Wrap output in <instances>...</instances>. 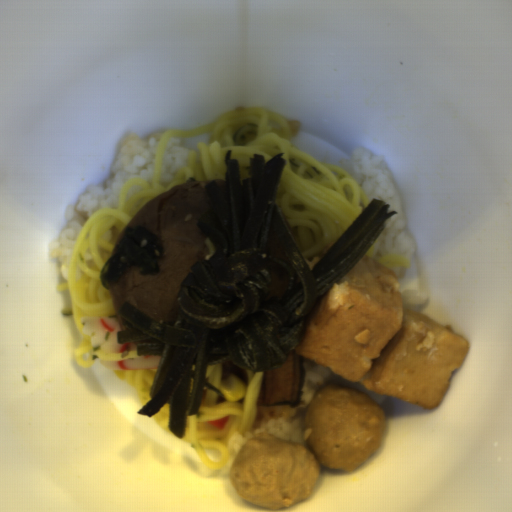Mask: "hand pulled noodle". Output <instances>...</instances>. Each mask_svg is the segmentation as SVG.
Wrapping results in <instances>:
<instances>
[{
  "mask_svg": "<svg viewBox=\"0 0 512 512\" xmlns=\"http://www.w3.org/2000/svg\"><path fill=\"white\" fill-rule=\"evenodd\" d=\"M249 384L245 385L246 395L230 402L204 384L198 413L187 416L183 440L195 450L199 460L209 469L226 471L231 436L233 433H247L257 426L258 397L262 372L247 370ZM230 415L224 429L212 427L207 422Z\"/></svg>",
  "mask_w": 512,
  "mask_h": 512,
  "instance_id": "2",
  "label": "hand pulled noodle"
},
{
  "mask_svg": "<svg viewBox=\"0 0 512 512\" xmlns=\"http://www.w3.org/2000/svg\"><path fill=\"white\" fill-rule=\"evenodd\" d=\"M379 263L393 270L396 268H409L412 265V259H408L400 254L382 255L378 260Z\"/></svg>",
  "mask_w": 512,
  "mask_h": 512,
  "instance_id": "4",
  "label": "hand pulled noodle"
},
{
  "mask_svg": "<svg viewBox=\"0 0 512 512\" xmlns=\"http://www.w3.org/2000/svg\"><path fill=\"white\" fill-rule=\"evenodd\" d=\"M114 370L123 382L133 388L143 408L151 400L149 394L159 368L151 370Z\"/></svg>",
  "mask_w": 512,
  "mask_h": 512,
  "instance_id": "3",
  "label": "hand pulled noodle"
},
{
  "mask_svg": "<svg viewBox=\"0 0 512 512\" xmlns=\"http://www.w3.org/2000/svg\"><path fill=\"white\" fill-rule=\"evenodd\" d=\"M221 362L207 366L205 381L212 385L215 389L222 393L223 381ZM223 394V393H222Z\"/></svg>",
  "mask_w": 512,
  "mask_h": 512,
  "instance_id": "5",
  "label": "hand pulled noodle"
},
{
  "mask_svg": "<svg viewBox=\"0 0 512 512\" xmlns=\"http://www.w3.org/2000/svg\"><path fill=\"white\" fill-rule=\"evenodd\" d=\"M176 135L191 149L188 165L171 183H159L165 144ZM228 151L230 160H237L239 180L244 181L252 176V154H261L265 164L283 155L286 164L274 202L311 271L370 204L367 192L341 166L322 164L310 153L295 148L289 120L274 111L235 108L211 124L164 132L156 149L151 180L129 178L119 189L116 208H97L89 216L68 256L67 280L54 286L55 292L69 293L80 335L73 352L78 367L140 357L137 345L122 353H108L100 346L92 347L90 336L84 333L82 317L120 318L100 272L112 257L124 225L153 198L191 176L197 180L225 179ZM133 185L143 191L125 201Z\"/></svg>",
  "mask_w": 512,
  "mask_h": 512,
  "instance_id": "1",
  "label": "hand pulled noodle"
},
{
  "mask_svg": "<svg viewBox=\"0 0 512 512\" xmlns=\"http://www.w3.org/2000/svg\"><path fill=\"white\" fill-rule=\"evenodd\" d=\"M152 417L160 427L164 429H169L170 403H165L161 407L160 411L153 415Z\"/></svg>",
  "mask_w": 512,
  "mask_h": 512,
  "instance_id": "6",
  "label": "hand pulled noodle"
}]
</instances>
